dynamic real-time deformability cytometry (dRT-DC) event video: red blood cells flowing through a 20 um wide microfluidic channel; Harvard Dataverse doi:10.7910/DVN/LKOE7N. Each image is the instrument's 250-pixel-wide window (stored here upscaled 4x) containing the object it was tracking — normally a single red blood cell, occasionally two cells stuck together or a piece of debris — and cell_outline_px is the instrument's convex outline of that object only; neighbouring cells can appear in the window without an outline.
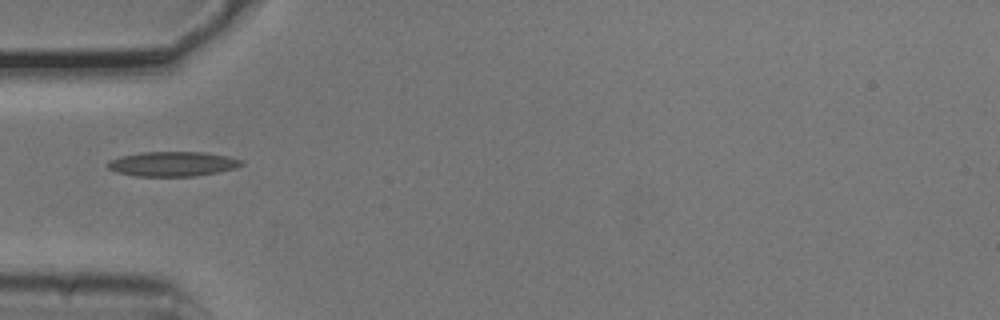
{"species": "common noctule bat (a hibernating species)", "species_latin": "Nyctalus noctula", "temperature_condition": "cold", "stored_images_in_passage": 1, "camera_frame_rate_fps": 3000, "um_per_image_px": 0.085, "animal": {"sex": "male", "body_mass_g": 20.5, "forearm_length_mm": 52.5}, "frame": {"image": 1, "passage_image": 1, "time_ms": 0.0, "image_size_px": [1000, 320], "cell_outline_px": [[244, 164], [236, 168], [196, 176], [136, 176], [116, 172], [108, 168], [104, 164], [108, 160], [120, 156], [140, 152], [204, 152], [228, 156], [244, 160]], "centroid_in_image_um": [14.65, 13.93], "position_along_channel_um": 70.4, "area_um2": 19.48}}